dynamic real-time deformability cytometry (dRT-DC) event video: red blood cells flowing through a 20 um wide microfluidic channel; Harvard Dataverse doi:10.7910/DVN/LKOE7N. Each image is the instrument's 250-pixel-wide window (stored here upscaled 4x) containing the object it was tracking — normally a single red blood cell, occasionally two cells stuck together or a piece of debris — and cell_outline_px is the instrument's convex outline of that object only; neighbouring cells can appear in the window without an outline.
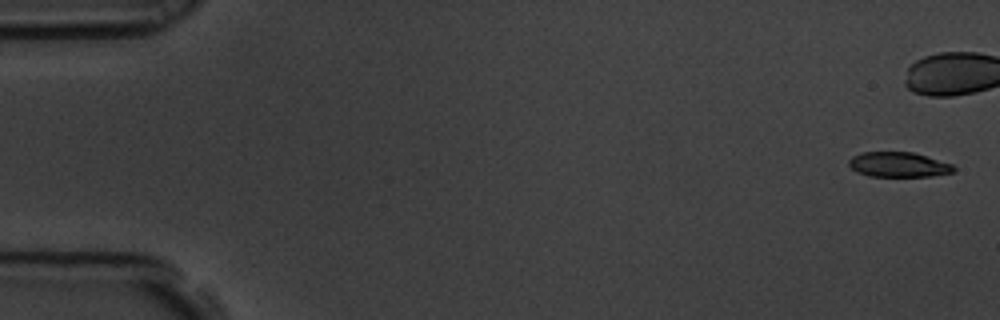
{"species": "common noctule bat (a hibernating species)", "species_latin": "Nyctalus noctula", "temperature_condition": "room temperature", "stored_images_in_passage": 59, "camera_frame_rate_fps": 3000, "um_per_image_px": 0.085, "animal": {"sex": "male", "body_mass_g": 19.5, "forearm_length_mm": 54.6}, "frame": {"image": 1, "passage_image": 1, "time_ms": 0.0, "image_size_px": [1000, 320], "cell_outline_px": [[956, 168], [952, 172], [932, 176], [868, 176], [856, 172], [848, 164], [848, 160], [852, 156], [860, 152], [912, 152], [952, 164]], "centroid_in_image_um": [76.33, 13.99], "position_along_channel_um": 8.7, "area_um2": 15.2}, "authors_computed_cell_mechanics": {"area_um2": 17.2822, "velocity_mm_per_s": 3.4793, "shape_relaxation_time_tau1_ms": 3.334, "shape_relaxation_time_tau2_ms": 9.2046, "deformation_change_tau1": 0.1162, "deformation_change_tau2": 0.1842}}